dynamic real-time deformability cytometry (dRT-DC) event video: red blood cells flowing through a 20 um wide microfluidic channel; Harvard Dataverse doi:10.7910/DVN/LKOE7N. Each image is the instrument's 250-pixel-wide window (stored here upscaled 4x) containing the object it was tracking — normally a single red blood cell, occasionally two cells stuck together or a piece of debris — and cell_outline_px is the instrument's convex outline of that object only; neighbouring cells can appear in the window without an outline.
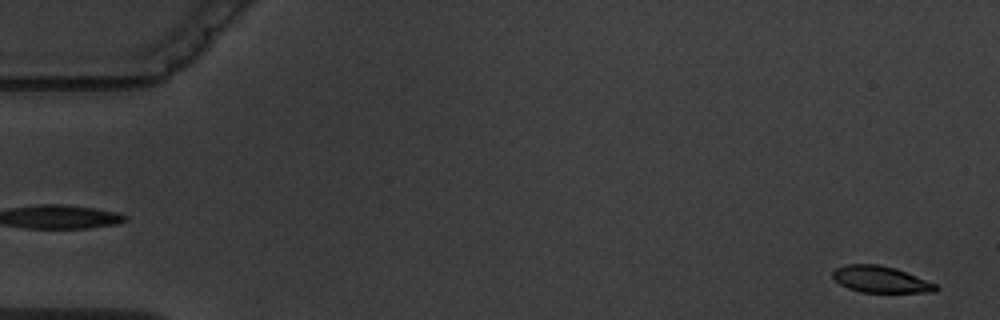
{"species": "common noctule bat (a hibernating species)", "species_latin": "Nyctalus noctula", "temperature_condition": "warm", "stored_images_in_passage": 3, "segment_of_instrument_passage": [2, 2], "camera_frame_rate_fps": 3000, "um_per_image_px": 0.085, "animal": {"sex": "male", "body_mass_g": 19.5, "forearm_length_mm": 54.6}, "frame": {"image": 1, "passage_image": 3, "time_ms": 2.333, "image_size_px": [1000, 320], "cell_outline_px": [[940, 288], [936, 292], [860, 292], [848, 288], [840, 284], [832, 276], [832, 272], [836, 268], [848, 264], [880, 264], [896, 268], [936, 284]], "centroid_in_image_um": [74.86, 23.74], "position_along_channel_um": 10.1, "area_um2": 15.9}}